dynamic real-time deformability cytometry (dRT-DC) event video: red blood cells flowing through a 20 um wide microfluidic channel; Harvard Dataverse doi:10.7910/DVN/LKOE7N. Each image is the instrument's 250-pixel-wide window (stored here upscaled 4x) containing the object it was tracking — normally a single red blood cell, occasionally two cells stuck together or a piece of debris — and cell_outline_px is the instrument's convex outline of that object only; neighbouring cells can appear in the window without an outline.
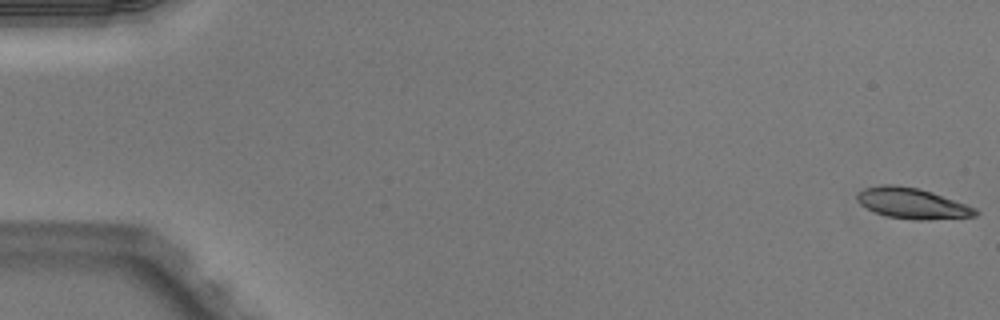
{"species": "Egyptian fruit bat (a non-hibernating species)", "species_latin": "Rousettus aegyptiacus", "temperature_condition": "warm", "stored_images_in_passage": 51, "camera_frame_rate_fps": 3000, "um_per_image_px": 0.085, "animal": {"sex": "male"}, "frame": {"image": 1, "passage_image": 1, "time_ms": 0.0, "image_size_px": [1000, 320], "cell_outline_px": [[980, 212], [976, 216], [928, 220], [916, 220], [888, 216], [876, 212], [860, 204], [856, 200], [856, 196], [864, 188], [884, 184], [896, 184], [916, 188], [932, 192], [976, 208]], "centroid_in_image_um": [77.55, 17.28], "position_along_channel_um": 7.5, "area_um2": 20.98}}
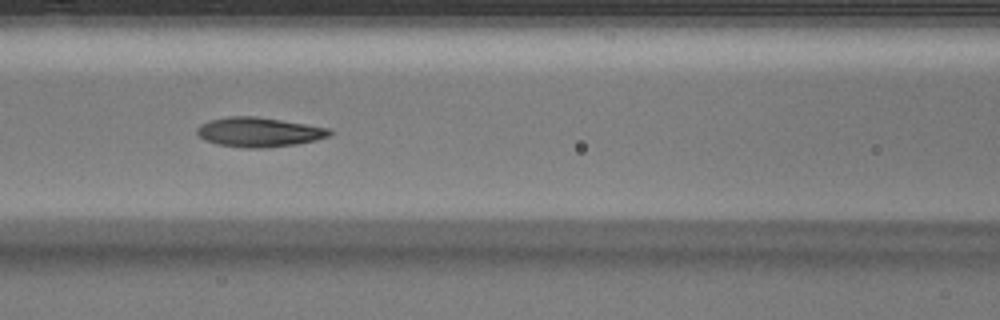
{"frame": {"image": 2, "passage_image": 23, "time_ms": 7.333, "image_size_px": [1000, 320], "cell_outline_px": [[332, 132], [328, 136], [316, 140], [296, 144], [264, 148], [248, 148], [216, 144], [204, 140], [196, 132], [196, 128], [200, 124], [208, 120], [228, 116], [256, 116], [328, 128]], "centroid_in_image_um": [21.95, 11.23], "position_along_channel_um": 144.7, "area_um2": 22.72}}
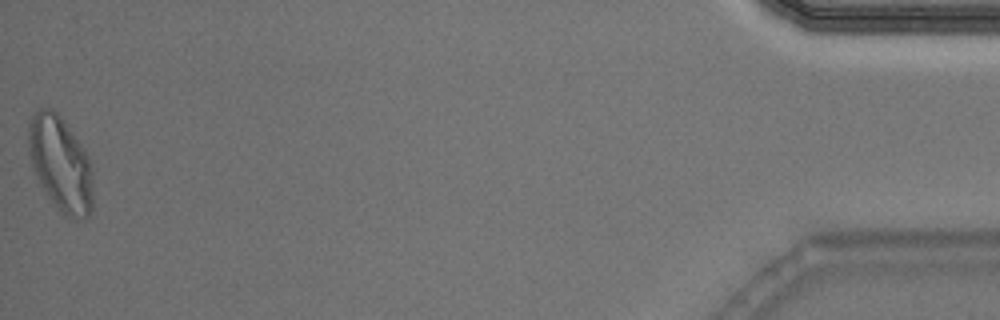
{"frame": {"image": 3, "passage_image": 51, "time_ms": 16.667, "image_size_px": [1000, 320], "cell_outline_px": [[92, 212], [84, 220], [72, 220], [64, 216], [40, 184], [36, 176], [28, 152], [28, 120], [32, 112], [36, 108], [52, 108], [60, 116], [84, 148], [88, 156], [92, 172]], "centroid_in_image_um": [5.13, 13.92], "position_along_channel_um": 430.1, "area_um2": 36.01}, "authors_computed_cell_mechanics": {"area_um2": 22.4842, "velocity_mm_per_s": 4.0277, "shape_relaxation_time_tau1_ms": 3.1215, "shape_relaxation_time_tau2_ms": 1.7358, "deformation_change_tau1": 0.1745, "deformation_change_tau2": 0.0883}}